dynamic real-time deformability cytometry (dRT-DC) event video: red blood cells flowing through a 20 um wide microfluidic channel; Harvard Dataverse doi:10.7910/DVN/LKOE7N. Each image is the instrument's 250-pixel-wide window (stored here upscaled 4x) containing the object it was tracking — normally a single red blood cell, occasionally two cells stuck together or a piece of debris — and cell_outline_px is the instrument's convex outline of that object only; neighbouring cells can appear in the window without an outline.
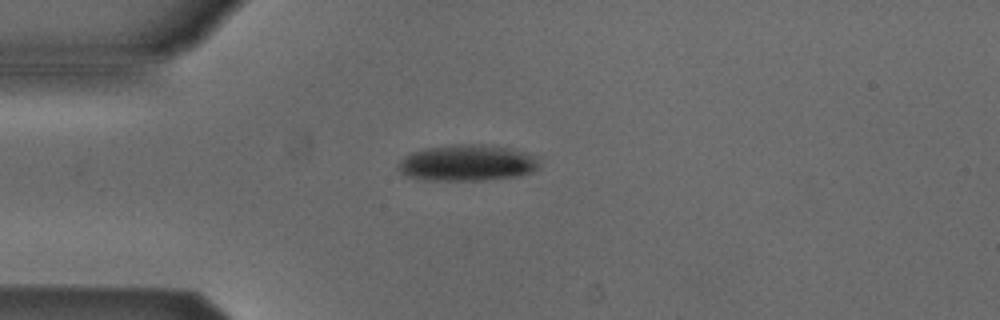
{"species": "Egyptian fruit bat (a non-hibernating species)", "species_latin": "Rousettus aegyptiacus", "temperature_condition": "cold", "stored_images_in_passage": 1, "camera_frame_rate_fps": 3000, "um_per_image_px": 0.085, "animal": {"sex": "male"}, "frame": {"image": 1, "passage_image": 1, "time_ms": 0.0, "image_size_px": [1000, 320], "cell_outline_px": [[540, 168], [532, 172], [520, 176], [484, 180], [424, 180], [404, 176], [396, 168], [396, 164], [404, 156], [412, 152], [424, 148], [456, 144], [480, 144], [508, 148], [524, 152], [536, 156], [540, 164]], "centroid_in_image_um": [39.68, 13.85], "position_along_channel_um": 45.3, "area_um2": 30.17}}